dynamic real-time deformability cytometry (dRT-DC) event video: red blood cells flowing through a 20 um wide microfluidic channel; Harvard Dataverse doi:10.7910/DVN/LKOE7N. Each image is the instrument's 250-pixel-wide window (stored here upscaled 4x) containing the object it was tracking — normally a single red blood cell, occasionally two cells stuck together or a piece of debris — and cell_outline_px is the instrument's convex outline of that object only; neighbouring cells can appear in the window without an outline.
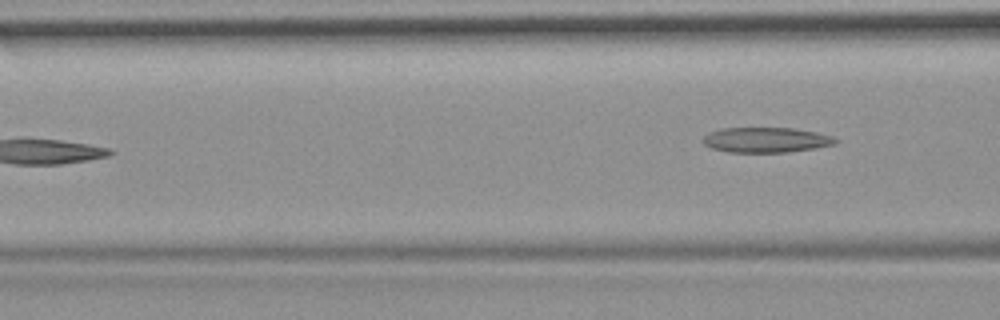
{"species": "common noctule bat (a hibernating species)", "species_latin": "Nyctalus noctula", "temperature_condition": "room temperature", "stored_images_in_passage": 8, "camera_frame_rate_fps": 3000, "um_per_image_px": 0.085, "animal": {"sex": "female", "body_mass_g": 19.9}, "frame": {"image": 1, "passage_image": 8, "time_ms": 2.333, "image_size_px": [1000, 320], "cell_outline_px": [[840, 140], [836, 144], [816, 148], [788, 152], [728, 152], [712, 148], [704, 144], [700, 140], [708, 132], [720, 128], [792, 128], [816, 132], [832, 136]], "centroid_in_image_um": [65.11, 11.89], "position_along_channel_um": 101.5, "area_um2": 19.59}}